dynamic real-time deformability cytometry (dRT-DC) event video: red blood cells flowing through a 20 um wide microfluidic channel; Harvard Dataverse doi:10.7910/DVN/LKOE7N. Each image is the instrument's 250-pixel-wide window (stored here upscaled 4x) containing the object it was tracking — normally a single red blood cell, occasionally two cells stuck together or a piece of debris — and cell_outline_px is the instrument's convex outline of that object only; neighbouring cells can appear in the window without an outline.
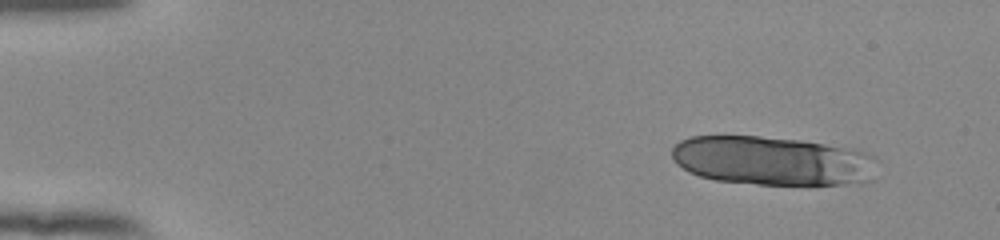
{"species": "human", "species_latin": "Homo sapiens", "temperature_condition": "room temperature", "stored_images_in_passage": 17, "camera_frame_rate_fps": 3000, "um_per_image_px": 0.085, "donor": {"sex": "female"}, "frame": {"image": 1, "passage_image": 5, "time_ms": 1.333, "image_size_px": [1000, 240], "cell_outline_px": [[876, 156], [872, 180], [860, 184], [808, 188], [756, 184], [716, 180], [700, 176], [688, 172], [676, 164], [672, 156], [672, 148], [680, 140], [692, 136], [760, 136], [800, 140], [848, 148], [864, 152]], "centroid_in_image_um": [65.72, 13.72], "position_along_channel_um": 19.3, "area_um2": 60.23}}